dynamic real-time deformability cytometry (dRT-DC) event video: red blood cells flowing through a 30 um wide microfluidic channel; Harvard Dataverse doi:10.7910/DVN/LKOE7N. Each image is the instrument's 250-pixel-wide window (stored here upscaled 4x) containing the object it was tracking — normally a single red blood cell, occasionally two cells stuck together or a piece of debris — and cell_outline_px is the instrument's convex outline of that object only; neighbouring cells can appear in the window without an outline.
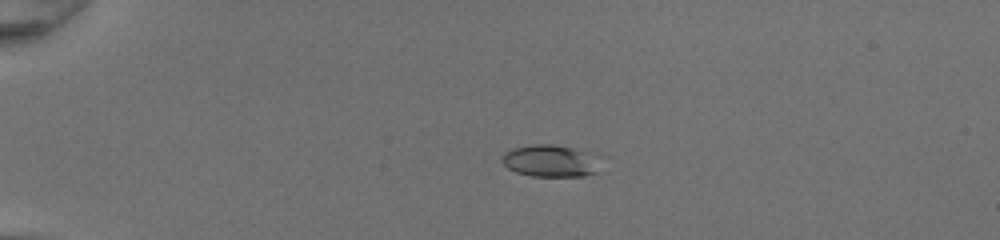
{"species": "common noctule bat (a hibernating species)", "species_latin": "Nyctalus noctula", "temperature_condition": "room temperature", "stored_images_in_passage": 38, "camera_frame_rate_fps": 3000, "um_per_image_px": 0.085, "animal": {"sex": "female", "body_mass_g": 20.0, "forearm_length_mm": 54.0}, "frame": {"image": 1, "passage_image": 1, "time_ms": 0.0, "image_size_px": [1000, 240], "cell_outline_px": [[608, 156], [596, 172], [584, 176], [532, 176], [516, 172], [508, 168], [500, 160], [504, 152], [512, 148], [532, 144], [552, 144], [600, 152]], "centroid_in_image_um": [46.97, 13.64], "position_along_channel_um": 38.0, "area_um2": 19.54}}
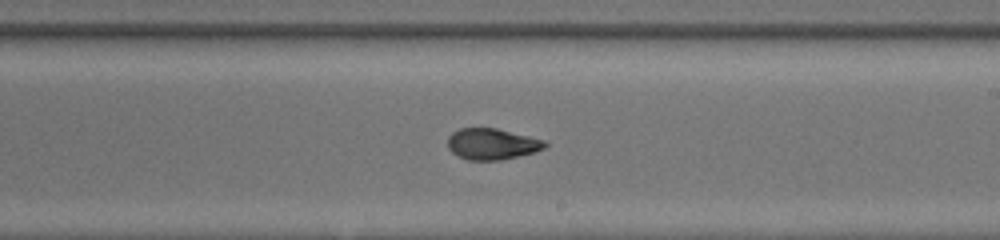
{"frame": {"image": 2, "passage_image": 20, "time_ms": 6.333, "image_size_px": [1000, 240], "cell_outline_px": [[548, 144], [544, 148], [536, 152], [500, 160], [468, 160], [452, 152], [448, 148], [448, 136], [452, 132], [460, 128], [496, 128], [544, 140]], "centroid_in_image_um": [41.81, 12.24], "position_along_channel_um": 247.2, "area_um2": 17.57}}
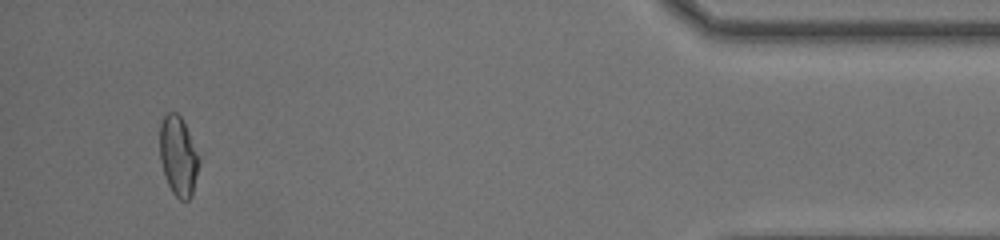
{"frame": {"image": 3, "passage_image": 36, "time_ms": 11.667, "image_size_px": [1000, 240], "cell_outline_px": [[204, 152], [192, 196], [188, 200], [180, 200], [172, 192], [168, 184], [160, 160], [160, 124], [164, 116], [168, 112], [176, 112], [180, 116]], "centroid_in_image_um": [15.25, 13.24], "position_along_channel_um": 419.9, "area_um2": 19.31}, "authors_computed_cell_mechanics": {"area_um2": 18.1781, "velocity_mm_per_s": 4.3222, "shape_relaxation_time_tau1_ms": 4.8327, "shape_relaxation_time_tau2_ms": 1.3465, "deformation_change_tau1": 0.1814, "deformation_change_tau2": 0.0673}}